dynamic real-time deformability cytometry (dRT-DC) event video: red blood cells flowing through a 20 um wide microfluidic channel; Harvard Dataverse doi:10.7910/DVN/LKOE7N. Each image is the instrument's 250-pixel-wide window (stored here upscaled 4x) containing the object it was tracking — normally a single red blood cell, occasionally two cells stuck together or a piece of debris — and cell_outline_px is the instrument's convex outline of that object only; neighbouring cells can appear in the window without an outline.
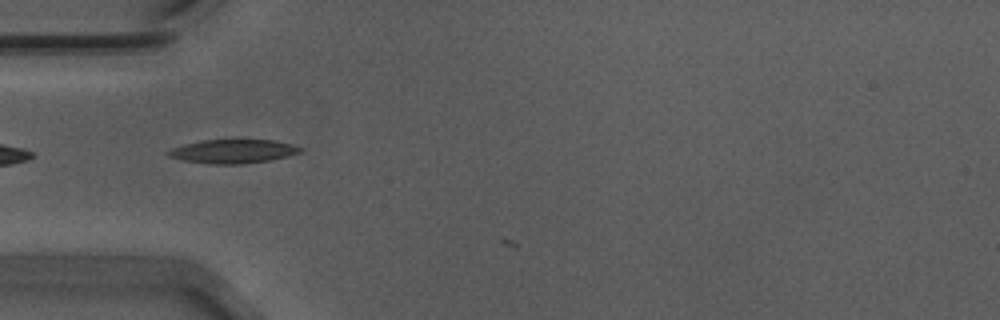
{"species": "Egyptian fruit bat (a non-hibernating species)", "species_latin": "Rousettus aegyptiacus", "temperature_condition": "warm", "stored_images_in_passage": 6, "camera_frame_rate_fps": 3000, "um_per_image_px": 0.085, "animal": {"sex": "male"}, "frame": {"image": 1, "passage_image": 5, "time_ms": 1.333, "image_size_px": [1000, 320], "cell_outline_px": [[304, 148], [300, 152], [288, 156], [268, 160], [244, 164], [212, 164], [184, 160], [168, 156], [164, 152], [172, 148], [184, 144], [204, 140], [276, 140]], "centroid_in_image_um": [19.8, 12.86], "position_along_channel_um": 65.2, "area_um2": 18.21}}